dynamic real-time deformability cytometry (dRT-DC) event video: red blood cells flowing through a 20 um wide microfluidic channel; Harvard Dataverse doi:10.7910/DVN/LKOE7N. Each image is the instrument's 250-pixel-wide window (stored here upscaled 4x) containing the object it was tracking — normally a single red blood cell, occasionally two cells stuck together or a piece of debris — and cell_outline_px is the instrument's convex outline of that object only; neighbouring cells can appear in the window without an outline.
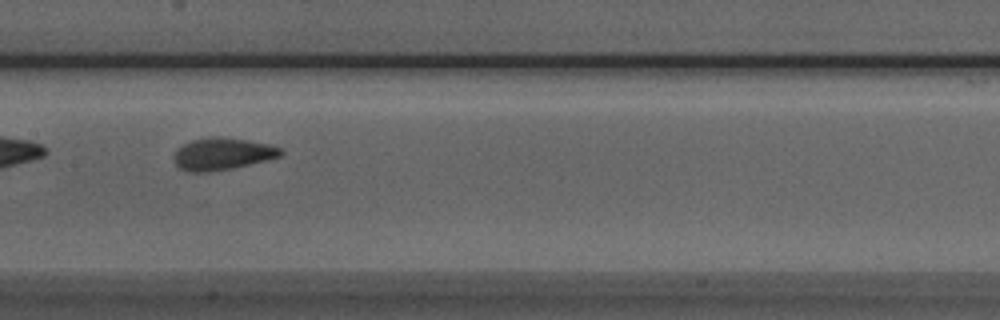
{"species": "Egyptian fruit bat (a non-hibernating species)", "species_latin": "Rousettus aegyptiacus", "temperature_condition": "room temperature", "stored_images_in_passage": 18, "camera_frame_rate_fps": 3000, "um_per_image_px": 0.085, "animal": {"sex": "male"}, "frame": {"image": 1, "passage_image": 9, "time_ms": 2.667, "image_size_px": [1000, 320], "cell_outline_px": [[284, 152], [280, 156], [268, 160], [232, 168], [208, 172], [192, 172], [180, 168], [176, 164], [172, 156], [184, 144], [192, 140], [208, 136], [216, 136], [244, 140], [268, 144], [284, 148]], "centroid_in_image_um": [18.93, 13.08], "position_along_channel_um": 188.5, "area_um2": 19.88}}